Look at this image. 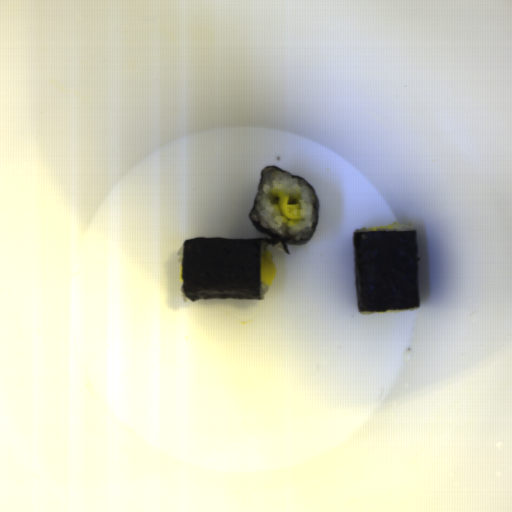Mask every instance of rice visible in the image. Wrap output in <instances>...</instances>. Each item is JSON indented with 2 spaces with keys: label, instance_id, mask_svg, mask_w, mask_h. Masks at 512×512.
Segmentation results:
<instances>
[{
  "label": "rice",
  "instance_id": "8eca5e8b",
  "mask_svg": "<svg viewBox=\"0 0 512 512\" xmlns=\"http://www.w3.org/2000/svg\"><path fill=\"white\" fill-rule=\"evenodd\" d=\"M269 246H270L269 243H266L263 241L260 243V249H259L260 261H261L262 257L267 253Z\"/></svg>",
  "mask_w": 512,
  "mask_h": 512
},
{
  "label": "rice",
  "instance_id": "b023fe2a",
  "mask_svg": "<svg viewBox=\"0 0 512 512\" xmlns=\"http://www.w3.org/2000/svg\"><path fill=\"white\" fill-rule=\"evenodd\" d=\"M415 309L390 310V311H386V312H362V311H360V313L368 316V315H371V314H385V313H390V312H407V311H412V310H415Z\"/></svg>",
  "mask_w": 512,
  "mask_h": 512
},
{
  "label": "rice",
  "instance_id": "e3fd555f",
  "mask_svg": "<svg viewBox=\"0 0 512 512\" xmlns=\"http://www.w3.org/2000/svg\"><path fill=\"white\" fill-rule=\"evenodd\" d=\"M268 288L269 286L263 284L261 281H260V300H265V295L268 291Z\"/></svg>",
  "mask_w": 512,
  "mask_h": 512
},
{
  "label": "rice",
  "instance_id": "a3056103",
  "mask_svg": "<svg viewBox=\"0 0 512 512\" xmlns=\"http://www.w3.org/2000/svg\"><path fill=\"white\" fill-rule=\"evenodd\" d=\"M180 295H181V298L185 301V302H188L190 299L188 297H186L184 295V292H183V281H181V291H180Z\"/></svg>",
  "mask_w": 512,
  "mask_h": 512
},
{
  "label": "rice",
  "instance_id": "023b6e5f",
  "mask_svg": "<svg viewBox=\"0 0 512 512\" xmlns=\"http://www.w3.org/2000/svg\"><path fill=\"white\" fill-rule=\"evenodd\" d=\"M368 231H417V230L413 226H409V225H406V224H400L398 227L391 228V229H380V228L368 229L365 226H360V227L356 228L354 233H357V232H368Z\"/></svg>",
  "mask_w": 512,
  "mask_h": 512
},
{
  "label": "rice",
  "instance_id": "acb35da6",
  "mask_svg": "<svg viewBox=\"0 0 512 512\" xmlns=\"http://www.w3.org/2000/svg\"><path fill=\"white\" fill-rule=\"evenodd\" d=\"M184 253H185V243H182L179 251H178V262L180 264V268L181 266L183 265V261H184Z\"/></svg>",
  "mask_w": 512,
  "mask_h": 512
},
{
  "label": "rice",
  "instance_id": "652b925c",
  "mask_svg": "<svg viewBox=\"0 0 512 512\" xmlns=\"http://www.w3.org/2000/svg\"><path fill=\"white\" fill-rule=\"evenodd\" d=\"M284 193L290 196L288 204L300 206L301 220L288 221L280 213V197ZM316 217V197L305 180L294 178L287 171L264 170L263 183L251 213L252 221L276 235L300 241L310 237Z\"/></svg>",
  "mask_w": 512,
  "mask_h": 512
}]
</instances>
